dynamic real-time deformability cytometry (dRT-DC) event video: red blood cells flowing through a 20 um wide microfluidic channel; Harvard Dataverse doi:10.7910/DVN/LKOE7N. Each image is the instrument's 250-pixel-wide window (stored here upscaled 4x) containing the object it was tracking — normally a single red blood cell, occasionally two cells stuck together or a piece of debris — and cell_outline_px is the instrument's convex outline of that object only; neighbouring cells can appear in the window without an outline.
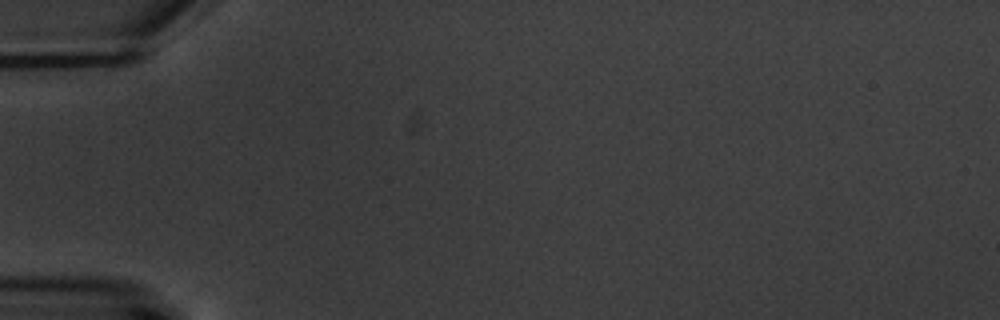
{"species": "common noctule bat (a hibernating species)", "species_latin": "Nyctalus noctula", "temperature_condition": "warm", "stored_images_in_passage": 1, "camera_frame_rate_fps": 3000, "um_per_image_px": 0.085, "animal": {"sex": "male", "body_mass_g": 20.1, "forearm_length_mm": 53.5}, "frame": {"image": 1, "passage_image": 1, "time_ms": 0.0, "image_size_px": [1000, 320], "cell_outline_px": [[224, 20], [176, 68], [168, 64], [152, 48], [200, 12], [220, 12]], "centroid_in_image_um": [15.96, 3.21], "position_along_channel_um": 69.0, "area_um2": 12.95}}